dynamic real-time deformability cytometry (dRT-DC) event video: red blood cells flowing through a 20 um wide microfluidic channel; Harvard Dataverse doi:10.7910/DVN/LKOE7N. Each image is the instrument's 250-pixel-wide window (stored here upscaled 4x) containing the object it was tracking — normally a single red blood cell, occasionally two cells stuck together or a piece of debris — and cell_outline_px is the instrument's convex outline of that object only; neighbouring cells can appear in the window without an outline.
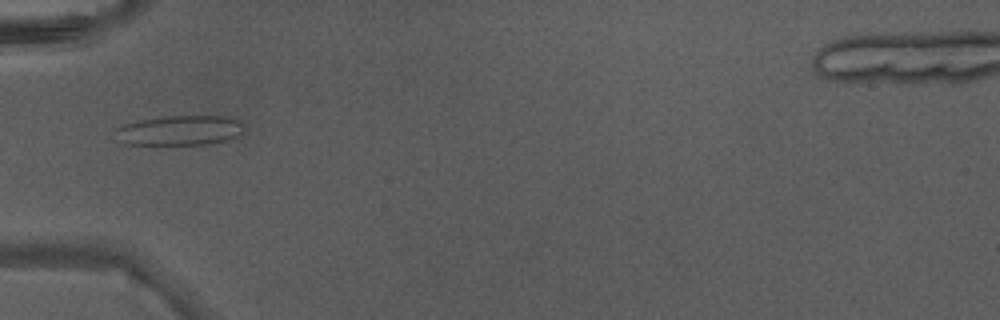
{"species": "Egyptian fruit bat (a non-hibernating species)", "species_latin": "Rousettus aegyptiacus", "temperature_condition": "warm", "stored_images_in_passage": 5, "camera_frame_rate_fps": 3000, "um_per_image_px": 0.085, "animal": {"sex": "male"}, "frame": {"image": 1, "passage_image": 4, "time_ms": 1.0, "image_size_px": [1000, 320], "cell_outline_px": [[244, 132], [236, 136], [224, 140], [208, 144], [124, 144], [116, 128], [124, 124], [140, 120], [168, 116], [224, 116], [240, 120], [244, 128]], "centroid_in_image_um": [15.35, 11.07], "position_along_channel_um": 69.7, "area_um2": 21.96}}